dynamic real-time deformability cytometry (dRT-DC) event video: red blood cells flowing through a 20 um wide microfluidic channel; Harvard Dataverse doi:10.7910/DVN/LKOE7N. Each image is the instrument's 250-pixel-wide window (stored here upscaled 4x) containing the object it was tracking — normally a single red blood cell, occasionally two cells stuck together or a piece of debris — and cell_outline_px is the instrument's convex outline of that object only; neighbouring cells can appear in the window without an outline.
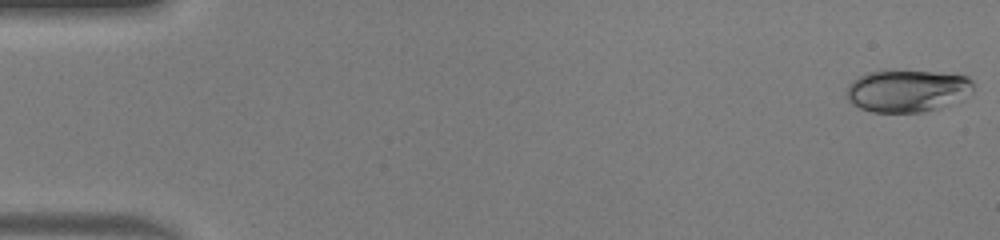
{"species": "human", "species_latin": "Homo sapiens", "temperature_condition": "warm", "stored_images_in_passage": 49, "camera_frame_rate_fps": 3000, "um_per_image_px": 0.085, "donor": {"sex": "male"}, "frame": {"image": 1, "passage_image": 1, "time_ms": 0.0, "image_size_px": [1000, 240], "cell_outline_px": [[972, 92], [936, 108], [920, 112], [872, 112], [860, 108], [852, 104], [844, 96], [848, 84], [852, 80], [868, 72], [932, 72], [968, 76], [972, 80]], "centroid_in_image_um": [77.02, 7.73], "position_along_channel_um": 8.0, "area_um2": 30.46}}
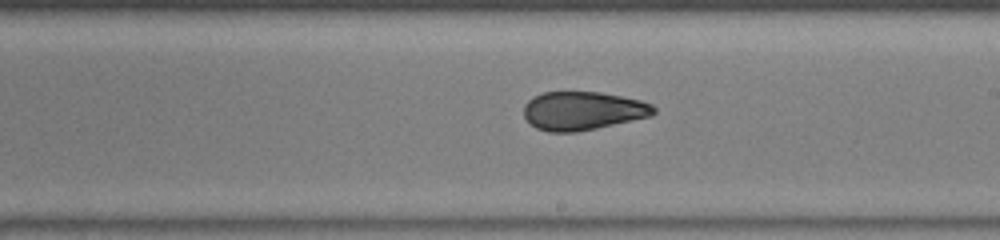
{"frame": {"image": 2, "passage_image": 29, "time_ms": 9.333, "image_size_px": [1000, 240], "cell_outline_px": [[656, 112], [652, 116], [596, 128], [576, 132], [548, 132], [536, 128], [524, 116], [524, 104], [532, 96], [544, 92], [600, 92], [640, 100], [652, 104], [656, 108]], "centroid_in_image_um": [49.54, 9.41], "position_along_channel_um": 239.5, "area_um2": 29.19}}
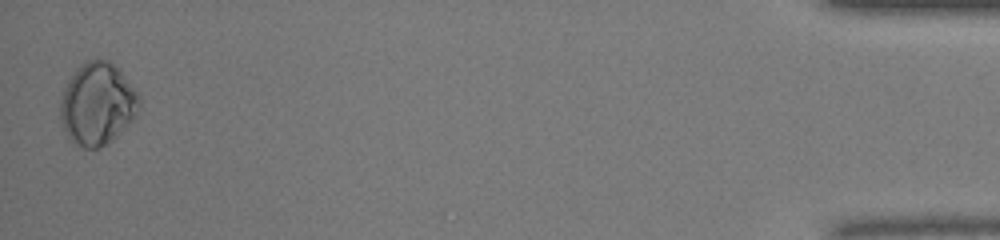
{"frame": {"image": 3, "passage_image": 49, "time_ms": 16.0, "image_size_px": [1000, 240], "cell_outline_px": [[140, 108], [132, 120], [112, 140], [100, 148], [84, 148], [72, 144], [64, 128], [60, 116], [60, 104], [64, 88], [68, 80], [76, 68], [80, 64], [96, 56], [108, 60], [124, 76], [136, 92], [140, 100]], "centroid_in_image_um": [8.25, 8.83], "position_along_channel_um": 426.9, "area_um2": 37.74}}